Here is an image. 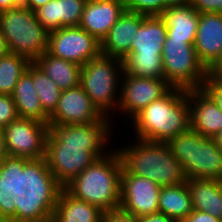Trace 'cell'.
<instances>
[{"label":"cell","instance_id":"17","mask_svg":"<svg viewBox=\"0 0 222 222\" xmlns=\"http://www.w3.org/2000/svg\"><path fill=\"white\" fill-rule=\"evenodd\" d=\"M145 15L125 10L101 41V54L123 60Z\"/></svg>","mask_w":222,"mask_h":222},{"label":"cell","instance_id":"43","mask_svg":"<svg viewBox=\"0 0 222 222\" xmlns=\"http://www.w3.org/2000/svg\"><path fill=\"white\" fill-rule=\"evenodd\" d=\"M8 52L9 51H8L6 40L4 39V36L2 35L0 31V56L5 55Z\"/></svg>","mask_w":222,"mask_h":222},{"label":"cell","instance_id":"9","mask_svg":"<svg viewBox=\"0 0 222 222\" xmlns=\"http://www.w3.org/2000/svg\"><path fill=\"white\" fill-rule=\"evenodd\" d=\"M165 80L183 89H201L207 78V69L197 57L194 45L166 35L162 48Z\"/></svg>","mask_w":222,"mask_h":222},{"label":"cell","instance_id":"35","mask_svg":"<svg viewBox=\"0 0 222 222\" xmlns=\"http://www.w3.org/2000/svg\"><path fill=\"white\" fill-rule=\"evenodd\" d=\"M103 222H138V217L117 209L105 212Z\"/></svg>","mask_w":222,"mask_h":222},{"label":"cell","instance_id":"18","mask_svg":"<svg viewBox=\"0 0 222 222\" xmlns=\"http://www.w3.org/2000/svg\"><path fill=\"white\" fill-rule=\"evenodd\" d=\"M194 47L206 69L221 55L222 13L200 14Z\"/></svg>","mask_w":222,"mask_h":222},{"label":"cell","instance_id":"10","mask_svg":"<svg viewBox=\"0 0 222 222\" xmlns=\"http://www.w3.org/2000/svg\"><path fill=\"white\" fill-rule=\"evenodd\" d=\"M171 88L165 78L134 77L123 72L117 111L119 114L116 116H121L120 119L126 120L124 122L131 121L140 111L164 96Z\"/></svg>","mask_w":222,"mask_h":222},{"label":"cell","instance_id":"3","mask_svg":"<svg viewBox=\"0 0 222 222\" xmlns=\"http://www.w3.org/2000/svg\"><path fill=\"white\" fill-rule=\"evenodd\" d=\"M62 189L45 157L29 159L19 168L15 222H52Z\"/></svg>","mask_w":222,"mask_h":222},{"label":"cell","instance_id":"39","mask_svg":"<svg viewBox=\"0 0 222 222\" xmlns=\"http://www.w3.org/2000/svg\"><path fill=\"white\" fill-rule=\"evenodd\" d=\"M22 5V0H0V12Z\"/></svg>","mask_w":222,"mask_h":222},{"label":"cell","instance_id":"31","mask_svg":"<svg viewBox=\"0 0 222 222\" xmlns=\"http://www.w3.org/2000/svg\"><path fill=\"white\" fill-rule=\"evenodd\" d=\"M125 10L145 16H160L165 11L163 0H122Z\"/></svg>","mask_w":222,"mask_h":222},{"label":"cell","instance_id":"34","mask_svg":"<svg viewBox=\"0 0 222 222\" xmlns=\"http://www.w3.org/2000/svg\"><path fill=\"white\" fill-rule=\"evenodd\" d=\"M190 5L201 13H222V0H191Z\"/></svg>","mask_w":222,"mask_h":222},{"label":"cell","instance_id":"33","mask_svg":"<svg viewBox=\"0 0 222 222\" xmlns=\"http://www.w3.org/2000/svg\"><path fill=\"white\" fill-rule=\"evenodd\" d=\"M201 89L214 101L222 111V83L210 81L208 78L203 82Z\"/></svg>","mask_w":222,"mask_h":222},{"label":"cell","instance_id":"6","mask_svg":"<svg viewBox=\"0 0 222 222\" xmlns=\"http://www.w3.org/2000/svg\"><path fill=\"white\" fill-rule=\"evenodd\" d=\"M172 155L182 165L185 176L222 180V150L214 138H207L189 128L170 139Z\"/></svg>","mask_w":222,"mask_h":222},{"label":"cell","instance_id":"41","mask_svg":"<svg viewBox=\"0 0 222 222\" xmlns=\"http://www.w3.org/2000/svg\"><path fill=\"white\" fill-rule=\"evenodd\" d=\"M7 156L8 154L5 147L4 131L3 128H0V162Z\"/></svg>","mask_w":222,"mask_h":222},{"label":"cell","instance_id":"27","mask_svg":"<svg viewBox=\"0 0 222 222\" xmlns=\"http://www.w3.org/2000/svg\"><path fill=\"white\" fill-rule=\"evenodd\" d=\"M159 213L183 222L194 210L189 188L185 183L176 186L161 187Z\"/></svg>","mask_w":222,"mask_h":222},{"label":"cell","instance_id":"1","mask_svg":"<svg viewBox=\"0 0 222 222\" xmlns=\"http://www.w3.org/2000/svg\"><path fill=\"white\" fill-rule=\"evenodd\" d=\"M113 124L109 116H104L94 123L49 125L45 158L48 168L62 187L98 158L113 151L110 149L114 143L111 137H114L115 130L112 129L118 128Z\"/></svg>","mask_w":222,"mask_h":222},{"label":"cell","instance_id":"30","mask_svg":"<svg viewBox=\"0 0 222 222\" xmlns=\"http://www.w3.org/2000/svg\"><path fill=\"white\" fill-rule=\"evenodd\" d=\"M27 70L32 74L43 110L50 115L56 109L62 90L34 62L28 65Z\"/></svg>","mask_w":222,"mask_h":222},{"label":"cell","instance_id":"2","mask_svg":"<svg viewBox=\"0 0 222 222\" xmlns=\"http://www.w3.org/2000/svg\"><path fill=\"white\" fill-rule=\"evenodd\" d=\"M131 123V124H130ZM135 139L167 143L190 128L187 89L172 87L129 122Z\"/></svg>","mask_w":222,"mask_h":222},{"label":"cell","instance_id":"22","mask_svg":"<svg viewBox=\"0 0 222 222\" xmlns=\"http://www.w3.org/2000/svg\"><path fill=\"white\" fill-rule=\"evenodd\" d=\"M186 184L189 188L193 209L222 218V180L190 178Z\"/></svg>","mask_w":222,"mask_h":222},{"label":"cell","instance_id":"5","mask_svg":"<svg viewBox=\"0 0 222 222\" xmlns=\"http://www.w3.org/2000/svg\"><path fill=\"white\" fill-rule=\"evenodd\" d=\"M134 140L135 143L129 141L122 147H115L129 174L150 179L161 187L187 181L182 165L172 155L167 143Z\"/></svg>","mask_w":222,"mask_h":222},{"label":"cell","instance_id":"16","mask_svg":"<svg viewBox=\"0 0 222 222\" xmlns=\"http://www.w3.org/2000/svg\"><path fill=\"white\" fill-rule=\"evenodd\" d=\"M124 11L122 0H87L79 26L101 42Z\"/></svg>","mask_w":222,"mask_h":222},{"label":"cell","instance_id":"38","mask_svg":"<svg viewBox=\"0 0 222 222\" xmlns=\"http://www.w3.org/2000/svg\"><path fill=\"white\" fill-rule=\"evenodd\" d=\"M138 222H177L162 213L148 214L138 217Z\"/></svg>","mask_w":222,"mask_h":222},{"label":"cell","instance_id":"21","mask_svg":"<svg viewBox=\"0 0 222 222\" xmlns=\"http://www.w3.org/2000/svg\"><path fill=\"white\" fill-rule=\"evenodd\" d=\"M167 27V36L195 44L200 13L190 4L167 7L160 15Z\"/></svg>","mask_w":222,"mask_h":222},{"label":"cell","instance_id":"44","mask_svg":"<svg viewBox=\"0 0 222 222\" xmlns=\"http://www.w3.org/2000/svg\"><path fill=\"white\" fill-rule=\"evenodd\" d=\"M214 139L218 144V147L222 150V130L215 136Z\"/></svg>","mask_w":222,"mask_h":222},{"label":"cell","instance_id":"20","mask_svg":"<svg viewBox=\"0 0 222 222\" xmlns=\"http://www.w3.org/2000/svg\"><path fill=\"white\" fill-rule=\"evenodd\" d=\"M87 0H51L35 10L37 20L48 31L79 26Z\"/></svg>","mask_w":222,"mask_h":222},{"label":"cell","instance_id":"8","mask_svg":"<svg viewBox=\"0 0 222 222\" xmlns=\"http://www.w3.org/2000/svg\"><path fill=\"white\" fill-rule=\"evenodd\" d=\"M0 31L8 51L34 62L48 49L49 32L37 20L35 11L20 5L0 12Z\"/></svg>","mask_w":222,"mask_h":222},{"label":"cell","instance_id":"25","mask_svg":"<svg viewBox=\"0 0 222 222\" xmlns=\"http://www.w3.org/2000/svg\"><path fill=\"white\" fill-rule=\"evenodd\" d=\"M11 96L15 102L19 117L48 123L49 115L42 108L32 81V74L28 70L24 72L16 83Z\"/></svg>","mask_w":222,"mask_h":222},{"label":"cell","instance_id":"28","mask_svg":"<svg viewBox=\"0 0 222 222\" xmlns=\"http://www.w3.org/2000/svg\"><path fill=\"white\" fill-rule=\"evenodd\" d=\"M123 72L134 77L164 78L162 54L129 53L123 60Z\"/></svg>","mask_w":222,"mask_h":222},{"label":"cell","instance_id":"14","mask_svg":"<svg viewBox=\"0 0 222 222\" xmlns=\"http://www.w3.org/2000/svg\"><path fill=\"white\" fill-rule=\"evenodd\" d=\"M103 117L104 115L79 85L62 90L56 109L49 115L48 125L94 123Z\"/></svg>","mask_w":222,"mask_h":222},{"label":"cell","instance_id":"32","mask_svg":"<svg viewBox=\"0 0 222 222\" xmlns=\"http://www.w3.org/2000/svg\"><path fill=\"white\" fill-rule=\"evenodd\" d=\"M18 118V111L12 96L0 94V128H4Z\"/></svg>","mask_w":222,"mask_h":222},{"label":"cell","instance_id":"23","mask_svg":"<svg viewBox=\"0 0 222 222\" xmlns=\"http://www.w3.org/2000/svg\"><path fill=\"white\" fill-rule=\"evenodd\" d=\"M104 214L98 206L76 199L62 189L52 222H103Z\"/></svg>","mask_w":222,"mask_h":222},{"label":"cell","instance_id":"19","mask_svg":"<svg viewBox=\"0 0 222 222\" xmlns=\"http://www.w3.org/2000/svg\"><path fill=\"white\" fill-rule=\"evenodd\" d=\"M28 160L25 157L7 156L0 162V217L4 222H15L19 168H24Z\"/></svg>","mask_w":222,"mask_h":222},{"label":"cell","instance_id":"4","mask_svg":"<svg viewBox=\"0 0 222 222\" xmlns=\"http://www.w3.org/2000/svg\"><path fill=\"white\" fill-rule=\"evenodd\" d=\"M98 158L63 189L72 197L98 206L103 212L119 209L122 160L118 151Z\"/></svg>","mask_w":222,"mask_h":222},{"label":"cell","instance_id":"37","mask_svg":"<svg viewBox=\"0 0 222 222\" xmlns=\"http://www.w3.org/2000/svg\"><path fill=\"white\" fill-rule=\"evenodd\" d=\"M183 222H222V219L215 218L202 211L193 210Z\"/></svg>","mask_w":222,"mask_h":222},{"label":"cell","instance_id":"12","mask_svg":"<svg viewBox=\"0 0 222 222\" xmlns=\"http://www.w3.org/2000/svg\"><path fill=\"white\" fill-rule=\"evenodd\" d=\"M8 156L40 159L45 157L48 123L21 118L3 128Z\"/></svg>","mask_w":222,"mask_h":222},{"label":"cell","instance_id":"13","mask_svg":"<svg viewBox=\"0 0 222 222\" xmlns=\"http://www.w3.org/2000/svg\"><path fill=\"white\" fill-rule=\"evenodd\" d=\"M160 190L161 186L152 180L122 168L119 209L136 217L159 213Z\"/></svg>","mask_w":222,"mask_h":222},{"label":"cell","instance_id":"40","mask_svg":"<svg viewBox=\"0 0 222 222\" xmlns=\"http://www.w3.org/2000/svg\"><path fill=\"white\" fill-rule=\"evenodd\" d=\"M51 0H22V5L31 9L32 11H35L39 7L45 5Z\"/></svg>","mask_w":222,"mask_h":222},{"label":"cell","instance_id":"36","mask_svg":"<svg viewBox=\"0 0 222 222\" xmlns=\"http://www.w3.org/2000/svg\"><path fill=\"white\" fill-rule=\"evenodd\" d=\"M207 78L210 81L222 83V53L221 55L207 68Z\"/></svg>","mask_w":222,"mask_h":222},{"label":"cell","instance_id":"29","mask_svg":"<svg viewBox=\"0 0 222 222\" xmlns=\"http://www.w3.org/2000/svg\"><path fill=\"white\" fill-rule=\"evenodd\" d=\"M30 63L27 58L12 52L0 56V94L13 93L16 83Z\"/></svg>","mask_w":222,"mask_h":222},{"label":"cell","instance_id":"24","mask_svg":"<svg viewBox=\"0 0 222 222\" xmlns=\"http://www.w3.org/2000/svg\"><path fill=\"white\" fill-rule=\"evenodd\" d=\"M167 27L160 16H146L136 32L130 53L162 54Z\"/></svg>","mask_w":222,"mask_h":222},{"label":"cell","instance_id":"42","mask_svg":"<svg viewBox=\"0 0 222 222\" xmlns=\"http://www.w3.org/2000/svg\"><path fill=\"white\" fill-rule=\"evenodd\" d=\"M163 2L165 3L166 9L167 7L190 4L191 0H163Z\"/></svg>","mask_w":222,"mask_h":222},{"label":"cell","instance_id":"15","mask_svg":"<svg viewBox=\"0 0 222 222\" xmlns=\"http://www.w3.org/2000/svg\"><path fill=\"white\" fill-rule=\"evenodd\" d=\"M190 128L207 138L222 130V111L202 89H188Z\"/></svg>","mask_w":222,"mask_h":222},{"label":"cell","instance_id":"11","mask_svg":"<svg viewBox=\"0 0 222 222\" xmlns=\"http://www.w3.org/2000/svg\"><path fill=\"white\" fill-rule=\"evenodd\" d=\"M47 52L83 66L101 55V42L80 26L62 27L49 32Z\"/></svg>","mask_w":222,"mask_h":222},{"label":"cell","instance_id":"26","mask_svg":"<svg viewBox=\"0 0 222 222\" xmlns=\"http://www.w3.org/2000/svg\"><path fill=\"white\" fill-rule=\"evenodd\" d=\"M34 63L61 90H67L80 85L81 68L77 63L52 56L47 51L37 58Z\"/></svg>","mask_w":222,"mask_h":222},{"label":"cell","instance_id":"7","mask_svg":"<svg viewBox=\"0 0 222 222\" xmlns=\"http://www.w3.org/2000/svg\"><path fill=\"white\" fill-rule=\"evenodd\" d=\"M122 75V60L102 54L81 68L80 86L99 111L113 121L118 111Z\"/></svg>","mask_w":222,"mask_h":222}]
</instances>
